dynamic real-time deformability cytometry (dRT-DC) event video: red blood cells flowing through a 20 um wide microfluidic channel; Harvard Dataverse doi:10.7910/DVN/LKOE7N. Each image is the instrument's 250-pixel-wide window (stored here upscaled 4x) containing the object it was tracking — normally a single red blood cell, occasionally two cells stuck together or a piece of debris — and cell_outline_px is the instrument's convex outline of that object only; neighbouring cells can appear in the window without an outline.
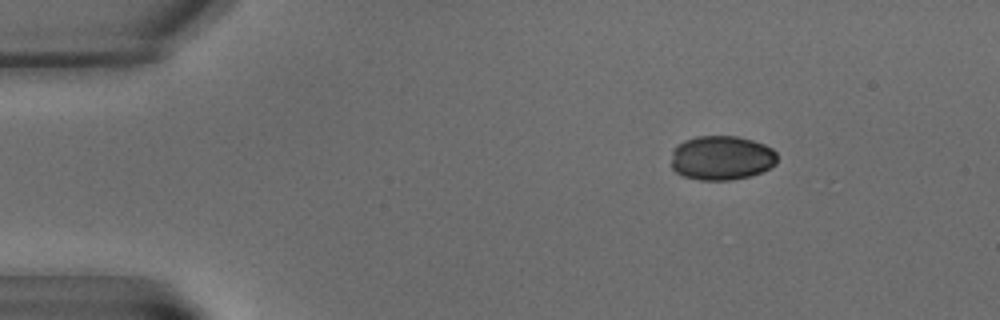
{"species": "common noctule bat (a hibernating species)", "species_latin": "Nyctalus noctula", "temperature_condition": "warm", "stored_images_in_passage": 4, "camera_frame_rate_fps": 3000, "um_per_image_px": 0.085, "animal": {"sex": "male", "body_mass_g": 15.6}, "frame": {"image": 1, "passage_image": 1, "time_ms": 0.0, "image_size_px": [1000, 320], "cell_outline_px": [[776, 164], [760, 172], [748, 176], [728, 180], [700, 180], [684, 176], [676, 172], [672, 168], [672, 152], [676, 144], [684, 140], [696, 136], [736, 136], [752, 140], [764, 144], [772, 148], [776, 152]], "centroid_in_image_um": [61.31, 13.41], "position_along_channel_um": 23.7, "area_um2": 27.4}}